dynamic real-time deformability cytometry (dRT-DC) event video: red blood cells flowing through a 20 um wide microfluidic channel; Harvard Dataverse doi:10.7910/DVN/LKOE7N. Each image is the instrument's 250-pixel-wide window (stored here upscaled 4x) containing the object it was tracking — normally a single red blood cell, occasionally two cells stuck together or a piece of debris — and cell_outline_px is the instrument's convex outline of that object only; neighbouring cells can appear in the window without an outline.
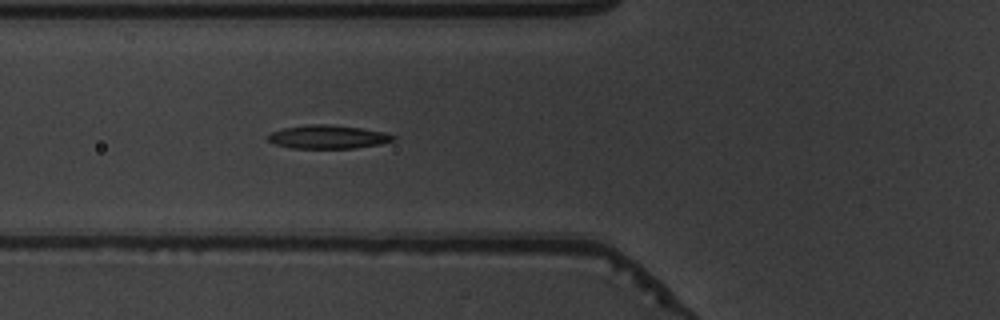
{"species": "common noctule bat (a hibernating species)", "species_latin": "Nyctalus noctula", "temperature_condition": "warm", "stored_images_in_passage": 36, "camera_frame_rate_fps": 3000, "um_per_image_px": 0.085, "animal": {"sex": "male", "body_mass_g": 19.5, "forearm_length_mm": 54.6}, "frame": {"image": 1, "passage_image": 3, "time_ms": 0.667, "image_size_px": [1000, 320], "cell_outline_px": [[396, 140], [380, 144], [356, 148], [292, 148], [276, 144], [268, 140], [268, 136], [272, 132], [284, 128], [312, 124], [328, 124], [360, 128], [384, 132], [396, 136]], "centroid_in_image_um": [27.92, 11.64], "position_along_channel_um": 97.9, "area_um2": 16.99}}
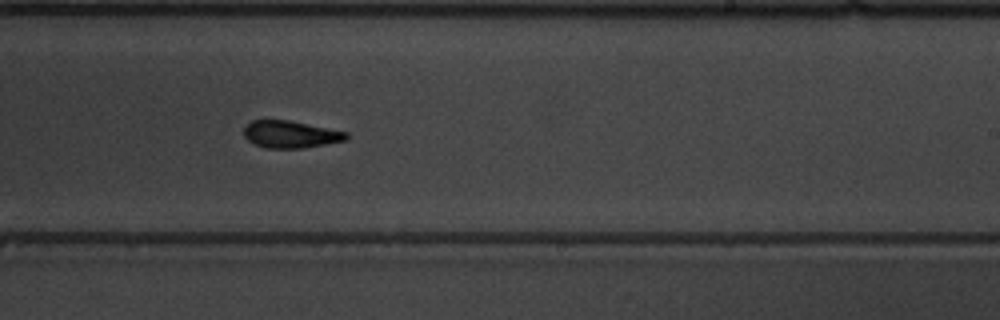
{"frame": {"image": 2, "passage_image": 16, "time_ms": 5.0, "image_size_px": [1000, 320], "cell_outline_px": [[348, 140], [300, 148], [264, 148], [252, 144], [244, 136], [244, 128], [252, 120], [288, 120], [348, 132]], "centroid_in_image_um": [24.68, 11.42], "position_along_channel_um": 264.3, "area_um2": 16.18}}
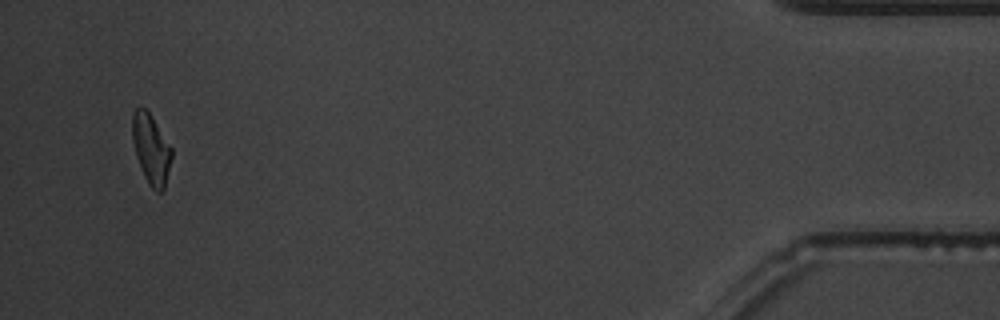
{"frame": {"image": 3, "passage_image": 34, "time_ms": 11.0, "image_size_px": [1000, 320], "cell_outline_px": [[172, 156], [164, 188], [160, 192], [156, 192], [148, 184], [144, 176], [136, 156], [132, 140], [132, 112], [140, 104], [152, 116], [172, 148]], "centroid_in_image_um": [12.82, 12.63], "position_along_channel_um": 422.4, "area_um2": 16.07}, "authors_computed_cell_mechanics": {"area_um2": 16.7909, "velocity_mm_per_s": 3.8369, "shape_relaxation_time_tau1_ms": 4.0594, "shape_relaxation_time_tau2_ms": 2.5633, "deformation_change_tau1": 0.1912, "deformation_change_tau2": 0.1165}}